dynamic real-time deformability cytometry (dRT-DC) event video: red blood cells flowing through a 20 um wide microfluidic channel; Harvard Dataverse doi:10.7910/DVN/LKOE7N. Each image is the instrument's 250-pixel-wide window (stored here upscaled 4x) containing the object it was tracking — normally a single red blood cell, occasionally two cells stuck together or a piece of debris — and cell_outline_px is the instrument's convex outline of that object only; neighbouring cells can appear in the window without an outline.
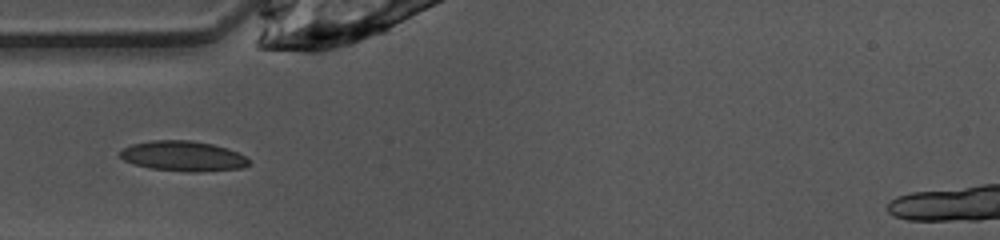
{"species": "common noctule bat (a hibernating species)", "species_latin": "Nyctalus noctula", "temperature_condition": "warm", "stored_images_in_passage": 3, "camera_frame_rate_fps": 3000, "um_per_image_px": 0.085, "animal": {"sex": "female", "body_mass_g": 10.0, "forearm_length_mm": 53.1}, "frame": {"image": 1, "passage_image": 1, "time_ms": 0.0, "image_size_px": [1000, 240], "cell_outline_px": [[248, 164], [244, 168], [200, 172], [188, 172], [152, 168], [136, 164], [124, 160], [120, 156], [120, 152], [124, 148], [132, 144], [152, 140], [192, 140], [212, 144], [228, 148], [248, 156]], "centroid_in_image_um": [15.62, 13.26], "position_along_channel_um": 69.4, "area_um2": 22.66}}